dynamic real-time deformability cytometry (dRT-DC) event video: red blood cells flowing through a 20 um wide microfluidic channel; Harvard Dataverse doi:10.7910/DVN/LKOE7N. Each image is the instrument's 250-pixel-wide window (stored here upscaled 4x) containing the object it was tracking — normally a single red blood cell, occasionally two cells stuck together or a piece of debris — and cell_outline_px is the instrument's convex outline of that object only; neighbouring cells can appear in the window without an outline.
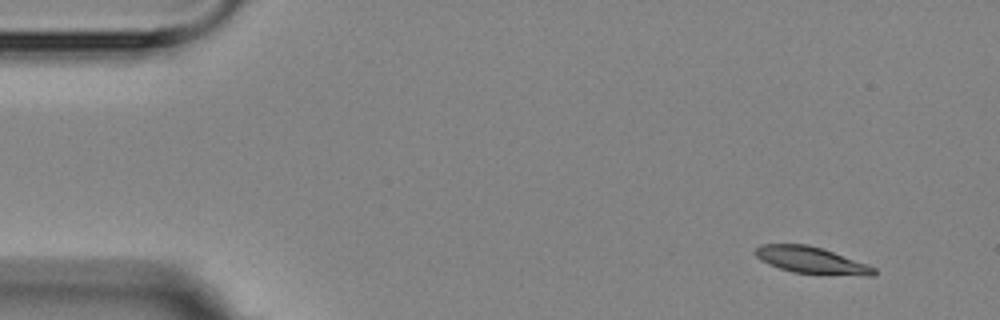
{"species": "Egyptian fruit bat (a non-hibernating species)", "species_latin": "Rousettus aegyptiacus", "temperature_condition": "room temperature", "stored_images_in_passage": 5, "camera_frame_rate_fps": 3000, "um_per_image_px": 0.085, "animal": {"sex": "female"}, "frame": {"image": 1, "passage_image": 1, "time_ms": 0.0, "image_size_px": [1000, 320], "cell_outline_px": [[876, 276], [868, 276], [792, 272], [780, 268], [760, 260], [752, 252], [760, 244], [808, 244], [868, 264], [876, 268]], "centroid_in_image_um": [68.95, 22.12], "position_along_channel_um": 16.0, "area_um2": 18.32}}
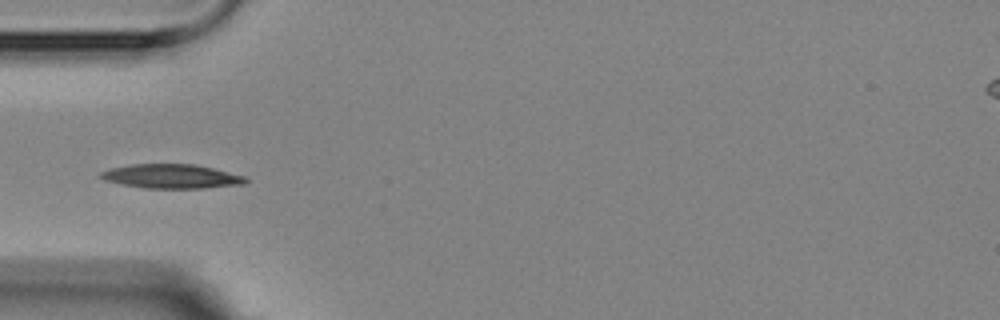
{"frame": {"image": 2, "passage_image": 4, "time_ms": 4.333, "image_size_px": [1000, 320], "cell_outline_px": [[248, 180], [244, 184], [204, 188], [144, 188], [120, 184], [104, 180], [96, 176], [100, 172], [112, 168], [132, 164], [196, 164], [244, 176]], "centroid_in_image_um": [14.53, 14.99], "position_along_channel_um": 70.5, "area_um2": 20.4}}
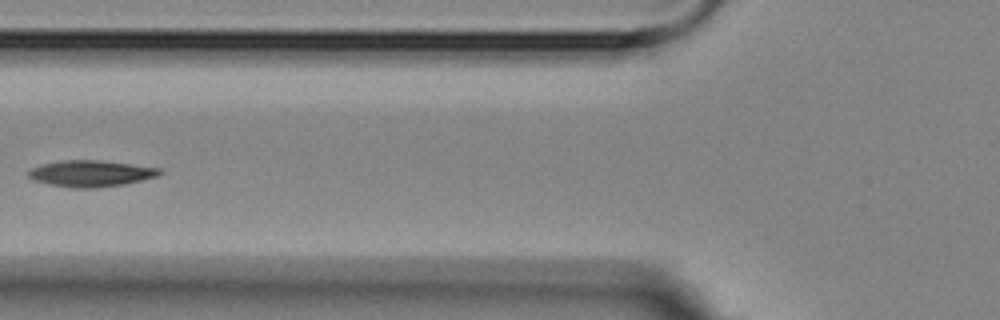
{"frame": {"image": 3, "passage_image": 5, "time_ms": 5.667, "image_size_px": [1000, 320], "cell_outline_px": [[164, 172], [156, 176], [124, 184], [92, 188], [72, 188], [48, 184], [32, 180], [28, 176], [28, 172], [32, 168], [40, 164], [64, 160], [100, 160], [132, 164], [160, 168]], "centroid_in_image_um": [7.69, 14.74], "position_along_channel_um": 118.1, "area_um2": 20.11}}